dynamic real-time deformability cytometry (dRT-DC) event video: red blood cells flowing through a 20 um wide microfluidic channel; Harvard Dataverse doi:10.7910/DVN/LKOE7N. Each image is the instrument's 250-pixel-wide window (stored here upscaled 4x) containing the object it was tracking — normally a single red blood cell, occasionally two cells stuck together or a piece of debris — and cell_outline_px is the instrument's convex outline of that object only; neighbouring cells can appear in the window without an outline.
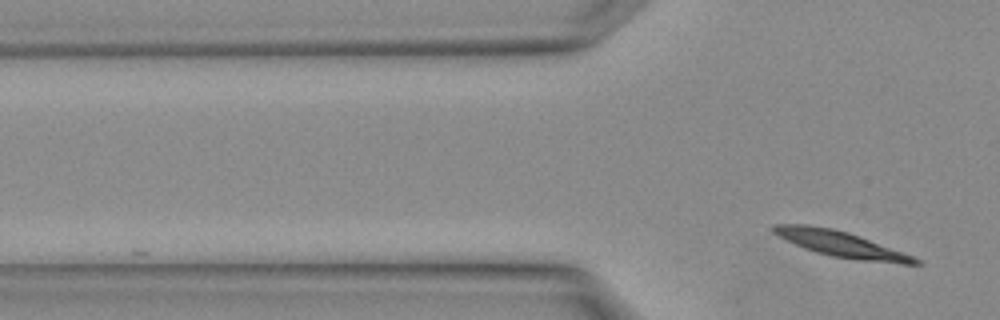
{"species": "Egyptian fruit bat (a non-hibernating species)", "species_latin": "Rousettus aegyptiacus", "temperature_condition": "warm", "stored_images_in_passage": 2, "camera_frame_rate_fps": 3000, "um_per_image_px": 0.085, "animal": {"sex": "female"}, "frame": {"image": 1, "passage_image": 2, "time_ms": 0.333, "image_size_px": [1000, 320], "cell_outline_px": [[924, 264], [900, 264], [860, 260], [832, 256], [816, 252], [804, 248], [772, 232], [768, 228], [772, 224], [808, 224], [832, 228], [848, 232], [860, 236], [912, 256], [920, 260]], "centroid_in_image_um": [71.45, 20.73], "position_along_channel_um": 54.3, "area_um2": 21.1}}